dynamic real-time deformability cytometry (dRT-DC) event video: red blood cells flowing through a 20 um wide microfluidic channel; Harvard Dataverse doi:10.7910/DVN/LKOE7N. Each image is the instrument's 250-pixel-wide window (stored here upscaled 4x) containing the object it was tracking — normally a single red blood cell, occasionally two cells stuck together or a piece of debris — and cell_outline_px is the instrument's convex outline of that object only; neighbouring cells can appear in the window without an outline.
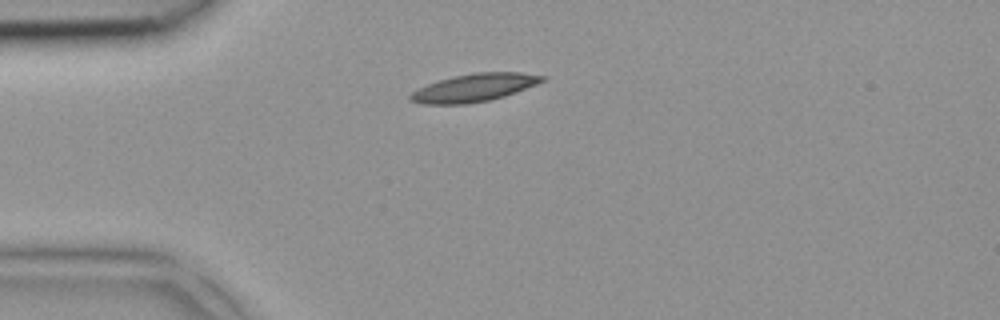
{"species": "common noctule bat (a hibernating species)", "species_latin": "Nyctalus noctula", "temperature_condition": "room temperature", "stored_images_in_passage": 1, "camera_frame_rate_fps": 3000, "um_per_image_px": 0.085, "animal": {"sex": "female", "body_mass_g": 18.4}, "frame": {"image": 1, "passage_image": 1, "time_ms": 0.0, "image_size_px": [1000, 320], "cell_outline_px": [[548, 80], [516, 92], [504, 96], [488, 100], [464, 104], [420, 104], [408, 100], [408, 96], [412, 92], [428, 84], [440, 80], [456, 76], [476, 72], [520, 72], [548, 76]], "centroid_in_image_um": [40.35, 7.45], "position_along_channel_um": 44.7, "area_um2": 21.39}}